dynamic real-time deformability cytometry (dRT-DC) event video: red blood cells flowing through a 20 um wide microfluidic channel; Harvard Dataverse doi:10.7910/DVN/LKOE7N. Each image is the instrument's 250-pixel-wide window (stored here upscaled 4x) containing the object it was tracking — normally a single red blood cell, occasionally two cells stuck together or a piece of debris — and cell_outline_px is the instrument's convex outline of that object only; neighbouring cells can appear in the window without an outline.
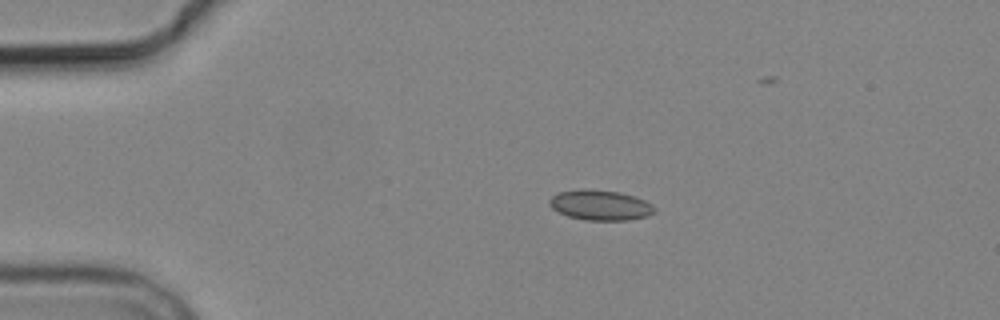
{"species": "common noctule bat (a hibernating species)", "species_latin": "Nyctalus noctula", "temperature_condition": "cold", "stored_images_in_passage": 4, "camera_frame_rate_fps": 3000, "um_per_image_px": 0.085, "animal": {"sex": "male", "body_mass_g": 19.2, "forearm_length_mm": 51.8}, "frame": {"image": 1, "passage_image": 2, "time_ms": 1.0, "image_size_px": [1000, 320], "cell_outline_px": [[656, 212], [648, 216], [628, 220], [584, 220], [568, 216], [552, 208], [548, 204], [548, 200], [552, 196], [560, 192], [580, 188], [584, 188], [620, 192], [644, 200], [652, 204], [656, 208]], "centroid_in_image_um": [51.03, 17.43], "position_along_channel_um": 34.0, "area_um2": 18.61}}
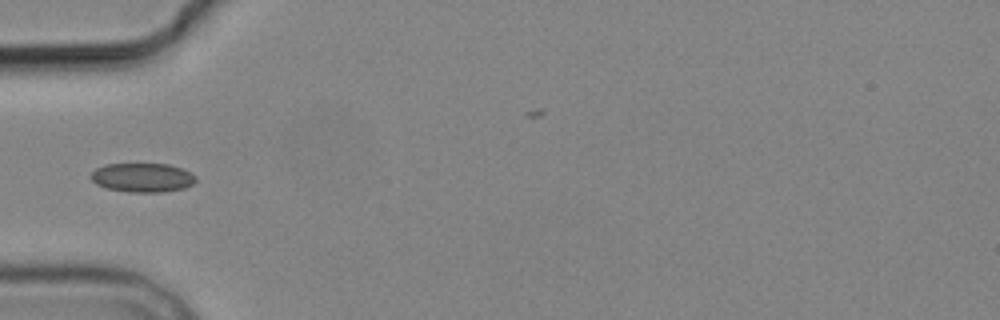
{"frame": {"image": 2, "passage_image": 4, "time_ms": 3.333, "image_size_px": [1000, 320], "cell_outline_px": [[196, 180], [192, 184], [184, 188], [160, 192], [128, 192], [108, 188], [96, 184], [92, 180], [92, 172], [96, 168], [104, 164], [168, 164], [180, 168], [196, 176]], "centroid_in_image_um": [12.1, 15.09], "position_along_channel_um": 72.9, "area_um2": 17.57}}